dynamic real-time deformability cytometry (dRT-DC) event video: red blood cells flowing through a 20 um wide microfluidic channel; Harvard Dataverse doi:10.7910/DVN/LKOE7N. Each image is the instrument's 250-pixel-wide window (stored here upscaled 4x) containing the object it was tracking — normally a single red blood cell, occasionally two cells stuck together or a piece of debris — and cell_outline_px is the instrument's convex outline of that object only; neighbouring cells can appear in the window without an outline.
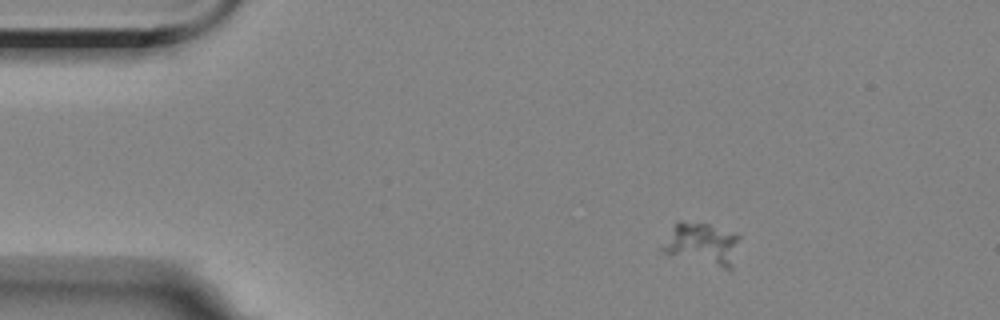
{"species": "Egyptian fruit bat (a non-hibernating species)", "species_latin": "Rousettus aegyptiacus", "temperature_condition": "room temperature", "stored_images_in_passage": 4, "camera_frame_rate_fps": 3000, "um_per_image_px": 0.085, "animal": {"sex": "female"}, "frame": {"image": 1, "passage_image": 1, "time_ms": 0.0, "image_size_px": [1000, 320], "cell_outline_px": [[740, 236], [732, 268], [724, 268], [664, 252], [660, 248], [672, 228], [680, 220], [708, 224], [736, 232]], "centroid_in_image_um": [59.72, 20.69], "position_along_channel_um": 25.3, "area_um2": 18.61}}
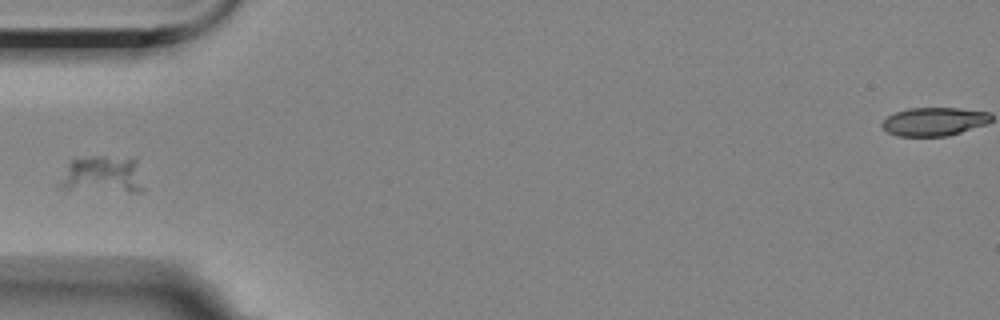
{"frame": {"image": 2, "passage_image": 4, "time_ms": 3.333, "image_size_px": [1000, 320], "cell_outline_px": [[144, 188], [140, 192], [128, 192], [56, 188], [56, 184], [68, 164], [72, 160], [92, 156], [132, 156], [136, 160]], "centroid_in_image_um": [8.71, 14.84], "position_along_channel_um": 76.3, "area_um2": 18.67}}